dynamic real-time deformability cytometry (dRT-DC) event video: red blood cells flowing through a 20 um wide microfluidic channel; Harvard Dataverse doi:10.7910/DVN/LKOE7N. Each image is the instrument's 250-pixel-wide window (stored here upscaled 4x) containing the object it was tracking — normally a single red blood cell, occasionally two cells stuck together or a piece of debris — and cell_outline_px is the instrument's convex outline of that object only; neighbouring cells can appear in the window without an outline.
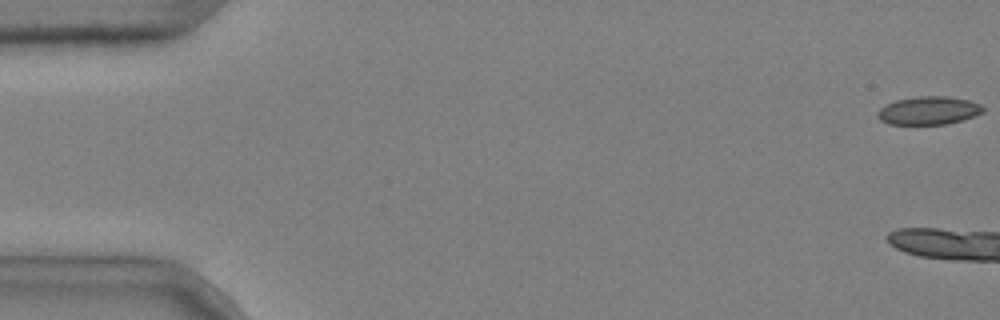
{"species": "common noctule bat (a hibernating species)", "species_latin": "Nyctalus noctula", "temperature_condition": "cold", "stored_images_in_passage": 5, "camera_frame_rate_fps": 3000, "um_per_image_px": 0.085, "animal": {"sex": "male", "body_mass_g": 20.4}, "frame": {"image": 1, "passage_image": 1, "time_ms": 0.0, "image_size_px": [1000, 320], "cell_outline_px": [[984, 112], [964, 120], [948, 124], [888, 124], [880, 120], [876, 116], [876, 112], [880, 108], [896, 100], [916, 96], [948, 96], [968, 100], [980, 104], [984, 108]], "centroid_in_image_um": [78.94, 9.4], "position_along_channel_um": 6.1, "area_um2": 17.46}}